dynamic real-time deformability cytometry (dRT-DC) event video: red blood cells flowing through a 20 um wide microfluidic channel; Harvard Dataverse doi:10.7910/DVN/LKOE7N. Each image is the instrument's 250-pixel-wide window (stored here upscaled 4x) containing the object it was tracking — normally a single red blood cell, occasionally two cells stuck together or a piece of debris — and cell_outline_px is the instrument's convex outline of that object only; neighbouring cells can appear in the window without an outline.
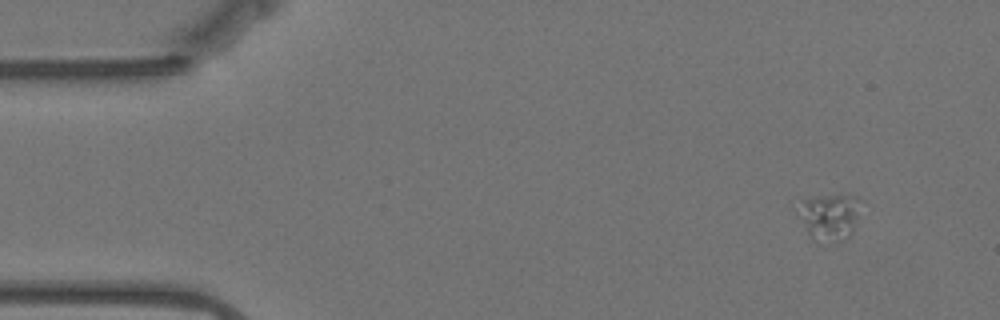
{"species": "Egyptian fruit bat (a non-hibernating species)", "species_latin": "Rousettus aegyptiacus", "temperature_condition": "warm", "stored_images_in_passage": 55, "camera_frame_rate_fps": 3000, "um_per_image_px": 0.085, "animal": {"sex": "female"}, "frame": {"image": 1, "passage_image": 1, "time_ms": 0.0, "image_size_px": [1000, 320], "cell_outline_px": [[860, 200], [852, 236], [836, 244], [816, 244], [812, 240], [792, 208], [800, 200], [816, 196], [852, 196]], "centroid_in_image_um": [70.39, 18.5], "position_along_channel_um": 14.6, "area_um2": 17.86}}
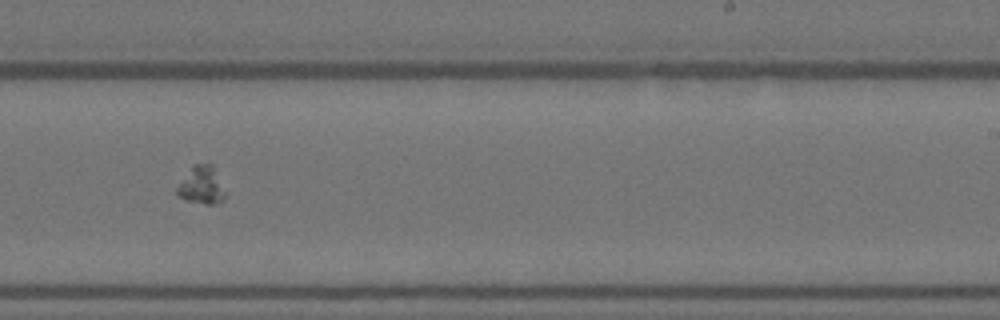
{"frame": {"image": 2, "passage_image": 32, "time_ms": 10.333, "image_size_px": [1000, 320], "cell_outline_px": [[224, 200], [220, 204], [204, 204], [184, 200], [172, 192], [192, 164], [212, 164], [224, 192]], "centroid_in_image_um": [17.05, 15.78], "position_along_channel_um": 272.0, "area_um2": 10.75}}
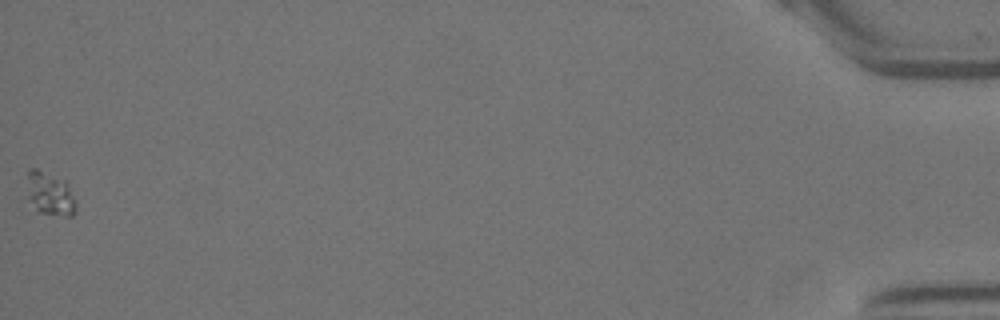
{"frame": {"image": 3, "passage_image": 55, "time_ms": 18.0, "image_size_px": [1000, 320], "cell_outline_px": [[76, 212], [72, 216], [64, 216], [36, 212], [28, 196], [28, 172], [32, 168], [36, 168], [64, 180], [68, 184], [76, 204]], "centroid_in_image_um": [4.26, 16.5], "position_along_channel_um": 430.9, "area_um2": 12.31}}